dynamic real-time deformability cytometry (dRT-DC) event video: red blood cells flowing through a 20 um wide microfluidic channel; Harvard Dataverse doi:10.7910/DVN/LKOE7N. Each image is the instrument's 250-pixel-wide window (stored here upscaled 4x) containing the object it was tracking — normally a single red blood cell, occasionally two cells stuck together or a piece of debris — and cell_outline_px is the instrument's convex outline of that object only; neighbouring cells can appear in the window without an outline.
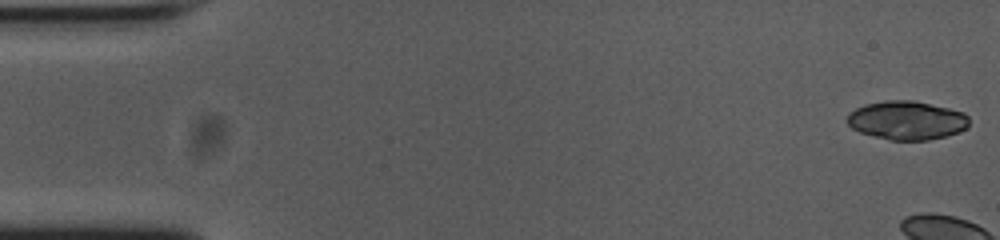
{"species": "common noctule bat (a hibernating species)", "species_latin": "Nyctalus noctula", "temperature_condition": "cold", "stored_images_in_passage": 7, "camera_frame_rate_fps": 3000, "um_per_image_px": 0.085, "animal": {"sex": "female", "body_mass_g": 23.0, "forearm_length_mm": 53.4}, "frame": {"image": 1, "passage_image": 1, "time_ms": 0.0, "image_size_px": [1000, 240], "cell_outline_px": [[968, 128], [948, 136], [928, 140], [888, 140], [860, 132], [852, 128], [844, 120], [848, 112], [864, 104], [888, 100], [912, 100], [948, 108], [964, 112], [968, 116]], "centroid_in_image_um": [77.05, 10.23], "position_along_channel_um": 7.9, "area_um2": 27.74}}